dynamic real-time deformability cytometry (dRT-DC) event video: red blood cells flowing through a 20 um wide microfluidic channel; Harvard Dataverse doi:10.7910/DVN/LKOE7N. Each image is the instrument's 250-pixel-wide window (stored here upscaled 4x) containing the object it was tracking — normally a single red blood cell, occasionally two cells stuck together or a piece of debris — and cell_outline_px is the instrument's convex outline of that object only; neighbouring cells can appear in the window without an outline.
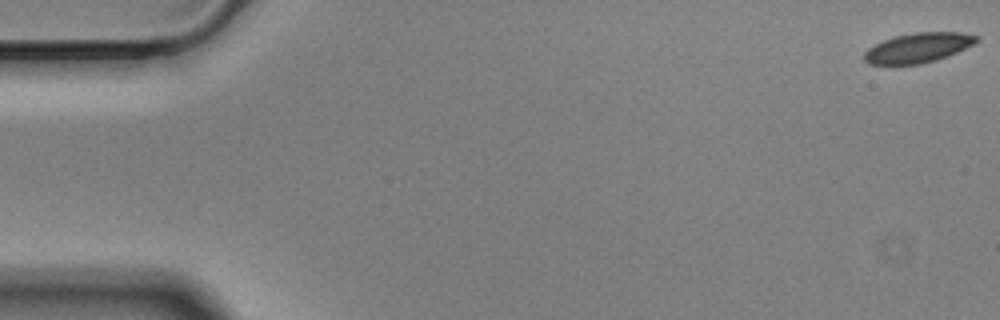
{"species": "Egyptian fruit bat (a non-hibernating species)", "species_latin": "Rousettus aegyptiacus", "temperature_condition": "cold", "stored_images_in_passage": 11, "camera_frame_rate_fps": 3000, "um_per_image_px": 0.085, "animal": {"sex": "male"}, "frame": {"image": 1, "passage_image": 1, "time_ms": 0.0, "image_size_px": [1000, 320], "cell_outline_px": [[980, 40], [948, 56], [936, 60], [920, 64], [868, 64], [864, 60], [864, 52], [868, 48], [884, 40], [896, 36], [916, 32], [960, 32], [976, 36]], "centroid_in_image_um": [78.02, 4.06], "position_along_channel_um": 7.0, "area_um2": 19.19}}